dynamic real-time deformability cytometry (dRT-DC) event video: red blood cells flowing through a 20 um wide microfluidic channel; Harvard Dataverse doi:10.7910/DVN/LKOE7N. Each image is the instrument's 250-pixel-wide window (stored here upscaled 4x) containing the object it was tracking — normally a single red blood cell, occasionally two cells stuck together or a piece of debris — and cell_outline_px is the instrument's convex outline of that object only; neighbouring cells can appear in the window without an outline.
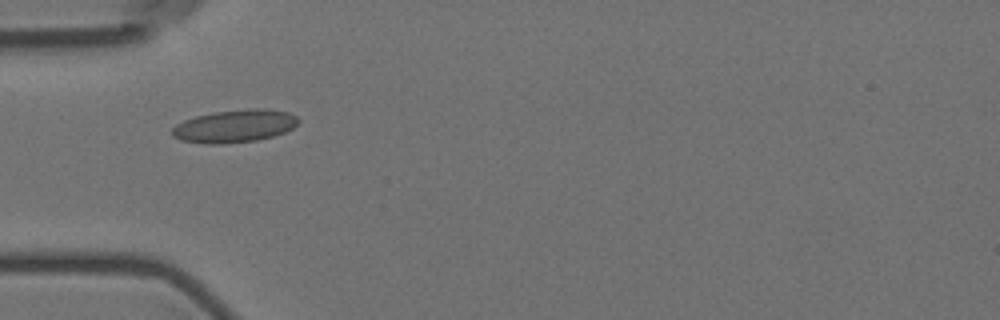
{"species": "Egyptian fruit bat (a non-hibernating species)", "species_latin": "Rousettus aegyptiacus", "temperature_condition": "room temperature", "stored_images_in_passage": 2, "camera_frame_rate_fps": 3000, "um_per_image_px": 0.085, "animal": {"sex": "female"}, "frame": {"image": 1, "passage_image": 1, "time_ms": 0.0, "image_size_px": [1000, 320], "cell_outline_px": [[300, 120], [292, 128], [284, 132], [272, 136], [256, 140], [224, 144], [204, 144], [180, 140], [172, 136], [172, 128], [176, 124], [184, 120], [196, 116], [212, 112], [252, 108], [264, 108], [288, 112], [296, 116]], "centroid_in_image_um": [19.91, 10.71], "position_along_channel_um": 65.1, "area_um2": 24.16}}
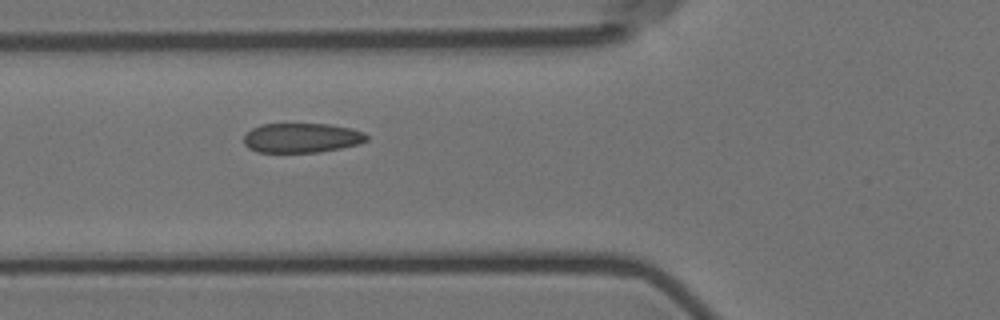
{"frame": {"image": 2, "passage_image": 2, "time_ms": 1.0, "image_size_px": [1000, 320], "cell_outline_px": [[368, 140], [360, 144], [320, 152], [256, 152], [248, 148], [244, 144], [244, 136], [252, 128], [260, 124], [328, 124], [352, 128], [364, 132], [368, 136]], "centroid_in_image_um": [25.66, 11.72], "position_along_channel_um": 100.1, "area_um2": 21.33}}